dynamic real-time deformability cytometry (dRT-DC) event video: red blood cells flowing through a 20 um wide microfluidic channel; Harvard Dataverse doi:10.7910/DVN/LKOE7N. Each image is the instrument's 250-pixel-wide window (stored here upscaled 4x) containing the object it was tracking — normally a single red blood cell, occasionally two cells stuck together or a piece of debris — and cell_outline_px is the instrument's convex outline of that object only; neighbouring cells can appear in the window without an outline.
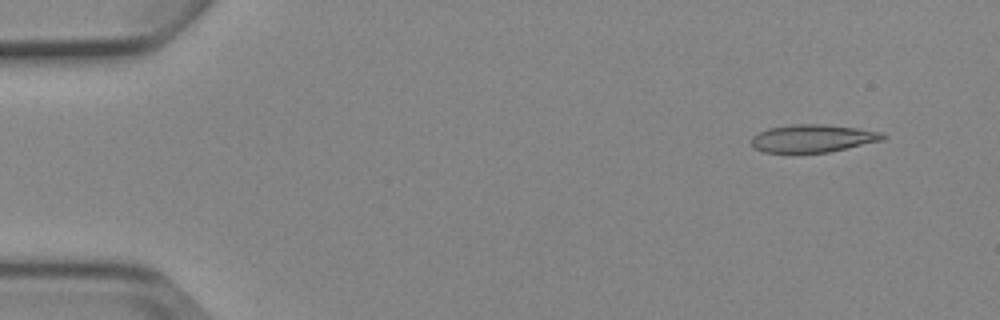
{"species": "Egyptian fruit bat (a non-hibernating species)", "species_latin": "Rousettus aegyptiacus", "temperature_condition": "cold", "stored_images_in_passage": 5, "camera_frame_rate_fps": 3000, "um_per_image_px": 0.085, "animal": {"sex": "female"}, "frame": {"image": 1, "passage_image": 1, "time_ms": 0.0, "image_size_px": [1000, 320], "cell_outline_px": [[888, 136], [884, 140], [828, 152], [764, 152], [752, 148], [752, 136], [768, 128], [792, 124], [820, 124], [856, 128], [884, 132]], "centroid_in_image_um": [69.11, 11.76], "position_along_channel_um": 15.9, "area_um2": 21.21}}
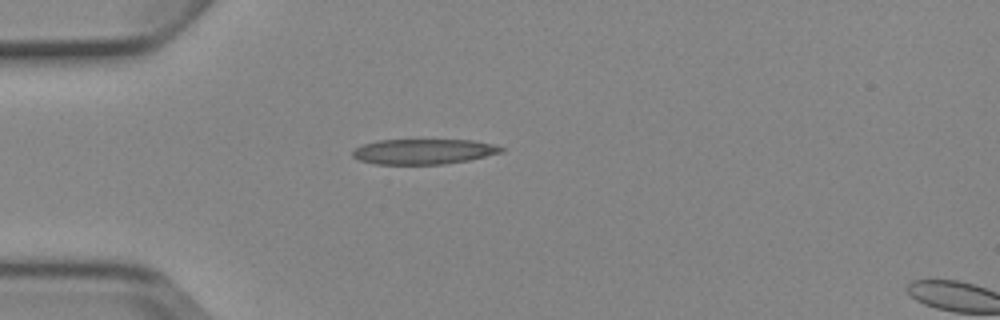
{"frame": {"image": 2, "passage_image": 4, "time_ms": 3.333, "image_size_px": [1000, 320], "cell_outline_px": [[504, 152], [468, 160], [444, 164], [376, 164], [356, 160], [352, 156], [352, 152], [356, 148], [364, 144], [376, 140], [472, 140], [496, 144], [504, 148]], "centroid_in_image_um": [36.01, 12.88], "position_along_channel_um": 49.0, "area_um2": 21.96}}